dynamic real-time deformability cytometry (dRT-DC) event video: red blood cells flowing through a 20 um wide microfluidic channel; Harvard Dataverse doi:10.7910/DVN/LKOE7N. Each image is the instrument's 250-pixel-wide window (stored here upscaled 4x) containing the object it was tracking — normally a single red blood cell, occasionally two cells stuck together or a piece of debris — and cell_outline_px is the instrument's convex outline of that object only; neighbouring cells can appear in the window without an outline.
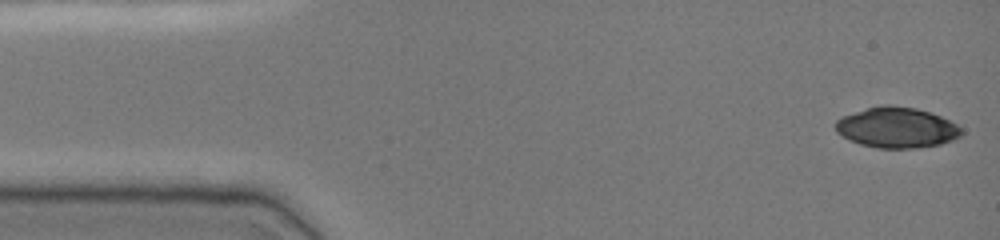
{"species": "common noctule bat (a hibernating species)", "species_latin": "Nyctalus noctula", "temperature_condition": "cold", "stored_images_in_passage": 48, "camera_frame_rate_fps": 3000, "um_per_image_px": 0.085, "animal": {"sex": "female", "body_mass_g": 19.0, "forearm_length_mm": 51.5}, "frame": {"image": 1, "passage_image": 1, "time_ms": 0.0, "image_size_px": [1000, 240], "cell_outline_px": [[964, 132], [960, 136], [952, 140], [940, 144], [916, 148], [876, 148], [860, 144], [848, 140], [836, 132], [836, 120], [844, 116], [868, 108], [884, 104], [888, 104], [916, 108], [940, 116], [956, 124]], "centroid_in_image_um": [76.22, 10.85], "position_along_channel_um": 8.8, "area_um2": 29.59}}